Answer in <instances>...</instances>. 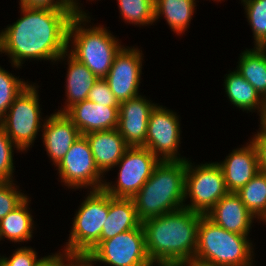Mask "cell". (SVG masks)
Listing matches in <instances>:
<instances>
[{"mask_svg":"<svg viewBox=\"0 0 266 266\" xmlns=\"http://www.w3.org/2000/svg\"><path fill=\"white\" fill-rule=\"evenodd\" d=\"M21 16L0 32V52L21 68L23 60L64 59L68 51V27L81 9H52L20 6Z\"/></svg>","mask_w":266,"mask_h":266,"instance_id":"obj_1","label":"cell"},{"mask_svg":"<svg viewBox=\"0 0 266 266\" xmlns=\"http://www.w3.org/2000/svg\"><path fill=\"white\" fill-rule=\"evenodd\" d=\"M203 214L180 208L142 222L146 251L153 265L190 266Z\"/></svg>","mask_w":266,"mask_h":266,"instance_id":"obj_2","label":"cell"},{"mask_svg":"<svg viewBox=\"0 0 266 266\" xmlns=\"http://www.w3.org/2000/svg\"><path fill=\"white\" fill-rule=\"evenodd\" d=\"M186 160L160 161L151 177L132 197L141 222L183 208Z\"/></svg>","mask_w":266,"mask_h":266,"instance_id":"obj_3","label":"cell"},{"mask_svg":"<svg viewBox=\"0 0 266 266\" xmlns=\"http://www.w3.org/2000/svg\"><path fill=\"white\" fill-rule=\"evenodd\" d=\"M247 237L223 229L204 215L198 225L197 248L190 266H253L254 248Z\"/></svg>","mask_w":266,"mask_h":266,"instance_id":"obj_4","label":"cell"},{"mask_svg":"<svg viewBox=\"0 0 266 266\" xmlns=\"http://www.w3.org/2000/svg\"><path fill=\"white\" fill-rule=\"evenodd\" d=\"M88 19L90 16L83 10L72 17L68 27L67 43L68 49L70 43L73 48L68 52L83 63L95 76L105 78L116 54L123 46L102 25L91 26L90 28L82 26L89 21Z\"/></svg>","mask_w":266,"mask_h":266,"instance_id":"obj_5","label":"cell"},{"mask_svg":"<svg viewBox=\"0 0 266 266\" xmlns=\"http://www.w3.org/2000/svg\"><path fill=\"white\" fill-rule=\"evenodd\" d=\"M88 194L76 211L64 252L89 253L101 241L109 213V194L103 189L90 190Z\"/></svg>","mask_w":266,"mask_h":266,"instance_id":"obj_6","label":"cell"},{"mask_svg":"<svg viewBox=\"0 0 266 266\" xmlns=\"http://www.w3.org/2000/svg\"><path fill=\"white\" fill-rule=\"evenodd\" d=\"M39 101L37 87L29 83L0 120V126L18 151H27L37 138L39 129L43 127Z\"/></svg>","mask_w":266,"mask_h":266,"instance_id":"obj_7","label":"cell"},{"mask_svg":"<svg viewBox=\"0 0 266 266\" xmlns=\"http://www.w3.org/2000/svg\"><path fill=\"white\" fill-rule=\"evenodd\" d=\"M228 193L223 171L218 162L195 167L190 160H186L185 200L189 196L191 203L185 204V208L206 215Z\"/></svg>","mask_w":266,"mask_h":266,"instance_id":"obj_8","label":"cell"},{"mask_svg":"<svg viewBox=\"0 0 266 266\" xmlns=\"http://www.w3.org/2000/svg\"><path fill=\"white\" fill-rule=\"evenodd\" d=\"M160 160L143 146L129 147L119 162L116 184L104 182L102 189L112 197L132 198L151 177Z\"/></svg>","mask_w":266,"mask_h":266,"instance_id":"obj_9","label":"cell"},{"mask_svg":"<svg viewBox=\"0 0 266 266\" xmlns=\"http://www.w3.org/2000/svg\"><path fill=\"white\" fill-rule=\"evenodd\" d=\"M88 254L96 262L110 266H153L146 251L142 224L136 229L100 241Z\"/></svg>","mask_w":266,"mask_h":266,"instance_id":"obj_10","label":"cell"},{"mask_svg":"<svg viewBox=\"0 0 266 266\" xmlns=\"http://www.w3.org/2000/svg\"><path fill=\"white\" fill-rule=\"evenodd\" d=\"M56 166L61 182L71 189L91 187L90 190H100L105 182L102 179L104 174L96 166L89 143L84 135H81L72 144Z\"/></svg>","mask_w":266,"mask_h":266,"instance_id":"obj_11","label":"cell"},{"mask_svg":"<svg viewBox=\"0 0 266 266\" xmlns=\"http://www.w3.org/2000/svg\"><path fill=\"white\" fill-rule=\"evenodd\" d=\"M178 117L174 111L158 104L151 111L144 147L160 161L187 160L185 157L181 158L178 152L181 144Z\"/></svg>","mask_w":266,"mask_h":266,"instance_id":"obj_12","label":"cell"},{"mask_svg":"<svg viewBox=\"0 0 266 266\" xmlns=\"http://www.w3.org/2000/svg\"><path fill=\"white\" fill-rule=\"evenodd\" d=\"M142 55L138 48L123 46L113 60L105 79L119 103L139 95Z\"/></svg>","mask_w":266,"mask_h":266,"instance_id":"obj_13","label":"cell"},{"mask_svg":"<svg viewBox=\"0 0 266 266\" xmlns=\"http://www.w3.org/2000/svg\"><path fill=\"white\" fill-rule=\"evenodd\" d=\"M138 95L119 106L117 130L130 147L145 146L148 120L157 105Z\"/></svg>","mask_w":266,"mask_h":266,"instance_id":"obj_14","label":"cell"},{"mask_svg":"<svg viewBox=\"0 0 266 266\" xmlns=\"http://www.w3.org/2000/svg\"><path fill=\"white\" fill-rule=\"evenodd\" d=\"M64 113L79 129L81 135L117 129L118 126L119 107L98 105L88 99L75 103Z\"/></svg>","mask_w":266,"mask_h":266,"instance_id":"obj_15","label":"cell"},{"mask_svg":"<svg viewBox=\"0 0 266 266\" xmlns=\"http://www.w3.org/2000/svg\"><path fill=\"white\" fill-rule=\"evenodd\" d=\"M248 143L245 147L234 149L218 163L229 193L238 192L260 172L256 148L251 141Z\"/></svg>","mask_w":266,"mask_h":266,"instance_id":"obj_16","label":"cell"},{"mask_svg":"<svg viewBox=\"0 0 266 266\" xmlns=\"http://www.w3.org/2000/svg\"><path fill=\"white\" fill-rule=\"evenodd\" d=\"M44 120L43 144L48 156L56 166L72 144L81 136V133L65 113L55 112Z\"/></svg>","mask_w":266,"mask_h":266,"instance_id":"obj_17","label":"cell"},{"mask_svg":"<svg viewBox=\"0 0 266 266\" xmlns=\"http://www.w3.org/2000/svg\"><path fill=\"white\" fill-rule=\"evenodd\" d=\"M205 216L227 231L247 236L255 219L236 193L223 196Z\"/></svg>","mask_w":266,"mask_h":266,"instance_id":"obj_18","label":"cell"},{"mask_svg":"<svg viewBox=\"0 0 266 266\" xmlns=\"http://www.w3.org/2000/svg\"><path fill=\"white\" fill-rule=\"evenodd\" d=\"M84 136L89 143L96 166L102 174L115 168L130 147L117 129L91 132Z\"/></svg>","mask_w":266,"mask_h":266,"instance_id":"obj_19","label":"cell"},{"mask_svg":"<svg viewBox=\"0 0 266 266\" xmlns=\"http://www.w3.org/2000/svg\"><path fill=\"white\" fill-rule=\"evenodd\" d=\"M141 224L132 198H117L109 195V213L102 228L101 241L136 229Z\"/></svg>","mask_w":266,"mask_h":266,"instance_id":"obj_20","label":"cell"},{"mask_svg":"<svg viewBox=\"0 0 266 266\" xmlns=\"http://www.w3.org/2000/svg\"><path fill=\"white\" fill-rule=\"evenodd\" d=\"M226 75L224 86L227 98L235 107L243 111L258 110L261 123L266 117V101L236 70Z\"/></svg>","mask_w":266,"mask_h":266,"instance_id":"obj_21","label":"cell"},{"mask_svg":"<svg viewBox=\"0 0 266 266\" xmlns=\"http://www.w3.org/2000/svg\"><path fill=\"white\" fill-rule=\"evenodd\" d=\"M68 51L64 53V57L68 56V71L66 79V105L59 113H64L69 107L75 103L84 101L88 98L91 88L99 79L95 76L83 63L75 59Z\"/></svg>","mask_w":266,"mask_h":266,"instance_id":"obj_22","label":"cell"},{"mask_svg":"<svg viewBox=\"0 0 266 266\" xmlns=\"http://www.w3.org/2000/svg\"><path fill=\"white\" fill-rule=\"evenodd\" d=\"M28 196L3 219L0 220V240L7 238L12 242H26L32 238L33 216L29 212Z\"/></svg>","mask_w":266,"mask_h":266,"instance_id":"obj_23","label":"cell"},{"mask_svg":"<svg viewBox=\"0 0 266 266\" xmlns=\"http://www.w3.org/2000/svg\"><path fill=\"white\" fill-rule=\"evenodd\" d=\"M236 68L266 101V51L255 46L253 49L244 50Z\"/></svg>","mask_w":266,"mask_h":266,"instance_id":"obj_24","label":"cell"},{"mask_svg":"<svg viewBox=\"0 0 266 266\" xmlns=\"http://www.w3.org/2000/svg\"><path fill=\"white\" fill-rule=\"evenodd\" d=\"M155 21L165 17L169 27L178 35L185 32L191 23L196 7L195 0H154ZM161 15V16H160Z\"/></svg>","mask_w":266,"mask_h":266,"instance_id":"obj_25","label":"cell"},{"mask_svg":"<svg viewBox=\"0 0 266 266\" xmlns=\"http://www.w3.org/2000/svg\"><path fill=\"white\" fill-rule=\"evenodd\" d=\"M236 194L253 216L261 221L266 215V172L260 171Z\"/></svg>","mask_w":266,"mask_h":266,"instance_id":"obj_26","label":"cell"},{"mask_svg":"<svg viewBox=\"0 0 266 266\" xmlns=\"http://www.w3.org/2000/svg\"><path fill=\"white\" fill-rule=\"evenodd\" d=\"M123 20L134 25H149L155 22L154 0H117Z\"/></svg>","mask_w":266,"mask_h":266,"instance_id":"obj_27","label":"cell"},{"mask_svg":"<svg viewBox=\"0 0 266 266\" xmlns=\"http://www.w3.org/2000/svg\"><path fill=\"white\" fill-rule=\"evenodd\" d=\"M250 28L253 31L255 47L266 44V0H241Z\"/></svg>","mask_w":266,"mask_h":266,"instance_id":"obj_28","label":"cell"},{"mask_svg":"<svg viewBox=\"0 0 266 266\" xmlns=\"http://www.w3.org/2000/svg\"><path fill=\"white\" fill-rule=\"evenodd\" d=\"M0 66V120L4 117L15 98L29 85Z\"/></svg>","mask_w":266,"mask_h":266,"instance_id":"obj_29","label":"cell"},{"mask_svg":"<svg viewBox=\"0 0 266 266\" xmlns=\"http://www.w3.org/2000/svg\"><path fill=\"white\" fill-rule=\"evenodd\" d=\"M13 147L17 148L0 126V182L14 181Z\"/></svg>","mask_w":266,"mask_h":266,"instance_id":"obj_30","label":"cell"},{"mask_svg":"<svg viewBox=\"0 0 266 266\" xmlns=\"http://www.w3.org/2000/svg\"><path fill=\"white\" fill-rule=\"evenodd\" d=\"M15 185L13 181L0 182V220L27 197Z\"/></svg>","mask_w":266,"mask_h":266,"instance_id":"obj_31","label":"cell"},{"mask_svg":"<svg viewBox=\"0 0 266 266\" xmlns=\"http://www.w3.org/2000/svg\"><path fill=\"white\" fill-rule=\"evenodd\" d=\"M46 257L37 259V252L33 248L21 247L11 257H1V262L2 266H39Z\"/></svg>","mask_w":266,"mask_h":266,"instance_id":"obj_32","label":"cell"},{"mask_svg":"<svg viewBox=\"0 0 266 266\" xmlns=\"http://www.w3.org/2000/svg\"><path fill=\"white\" fill-rule=\"evenodd\" d=\"M88 100L97 103L98 105L108 107H119L120 103L112 93L105 78H99L91 88Z\"/></svg>","mask_w":266,"mask_h":266,"instance_id":"obj_33","label":"cell"},{"mask_svg":"<svg viewBox=\"0 0 266 266\" xmlns=\"http://www.w3.org/2000/svg\"><path fill=\"white\" fill-rule=\"evenodd\" d=\"M20 6L52 9H81L76 0H20Z\"/></svg>","mask_w":266,"mask_h":266,"instance_id":"obj_34","label":"cell"},{"mask_svg":"<svg viewBox=\"0 0 266 266\" xmlns=\"http://www.w3.org/2000/svg\"><path fill=\"white\" fill-rule=\"evenodd\" d=\"M260 130L253 136L251 142L256 148L260 171L266 172V128L260 123Z\"/></svg>","mask_w":266,"mask_h":266,"instance_id":"obj_35","label":"cell"},{"mask_svg":"<svg viewBox=\"0 0 266 266\" xmlns=\"http://www.w3.org/2000/svg\"><path fill=\"white\" fill-rule=\"evenodd\" d=\"M96 263L88 253H62V266H93Z\"/></svg>","mask_w":266,"mask_h":266,"instance_id":"obj_36","label":"cell"},{"mask_svg":"<svg viewBox=\"0 0 266 266\" xmlns=\"http://www.w3.org/2000/svg\"><path fill=\"white\" fill-rule=\"evenodd\" d=\"M39 266H62L61 252L48 255Z\"/></svg>","mask_w":266,"mask_h":266,"instance_id":"obj_37","label":"cell"},{"mask_svg":"<svg viewBox=\"0 0 266 266\" xmlns=\"http://www.w3.org/2000/svg\"><path fill=\"white\" fill-rule=\"evenodd\" d=\"M261 124L266 128V117H265V119L261 122Z\"/></svg>","mask_w":266,"mask_h":266,"instance_id":"obj_38","label":"cell"},{"mask_svg":"<svg viewBox=\"0 0 266 266\" xmlns=\"http://www.w3.org/2000/svg\"><path fill=\"white\" fill-rule=\"evenodd\" d=\"M261 221L266 222V215H265V217Z\"/></svg>","mask_w":266,"mask_h":266,"instance_id":"obj_39","label":"cell"},{"mask_svg":"<svg viewBox=\"0 0 266 266\" xmlns=\"http://www.w3.org/2000/svg\"><path fill=\"white\" fill-rule=\"evenodd\" d=\"M262 48L266 51V44Z\"/></svg>","mask_w":266,"mask_h":266,"instance_id":"obj_40","label":"cell"}]
</instances>
